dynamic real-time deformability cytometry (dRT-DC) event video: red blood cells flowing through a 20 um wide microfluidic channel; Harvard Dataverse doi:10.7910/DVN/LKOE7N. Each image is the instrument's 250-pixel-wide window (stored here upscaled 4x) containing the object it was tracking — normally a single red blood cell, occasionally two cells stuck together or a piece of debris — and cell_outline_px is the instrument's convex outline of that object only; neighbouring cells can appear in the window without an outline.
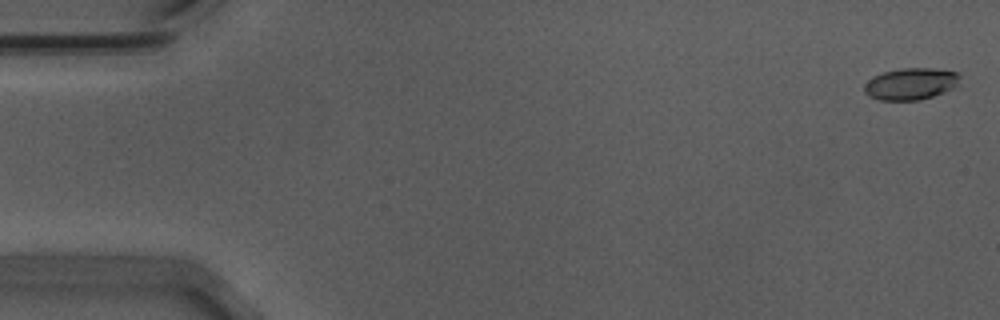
{"species": "Egyptian fruit bat (a non-hibernating species)", "species_latin": "Rousettus aegyptiacus", "temperature_condition": "warm", "stored_images_in_passage": 10, "camera_frame_rate_fps": 3000, "um_per_image_px": 0.085, "animal": {"sex": "male"}, "frame": {"image": 1, "passage_image": 2, "time_ms": 0.333, "image_size_px": [1000, 320], "cell_outline_px": [[960, 76], [956, 84], [952, 88], [944, 92], [920, 100], [880, 100], [868, 96], [864, 92], [864, 84], [868, 80], [884, 72], [904, 68], [932, 68], [960, 72]], "centroid_in_image_um": [77.41, 7.13], "position_along_channel_um": 7.6, "area_um2": 17.57}}